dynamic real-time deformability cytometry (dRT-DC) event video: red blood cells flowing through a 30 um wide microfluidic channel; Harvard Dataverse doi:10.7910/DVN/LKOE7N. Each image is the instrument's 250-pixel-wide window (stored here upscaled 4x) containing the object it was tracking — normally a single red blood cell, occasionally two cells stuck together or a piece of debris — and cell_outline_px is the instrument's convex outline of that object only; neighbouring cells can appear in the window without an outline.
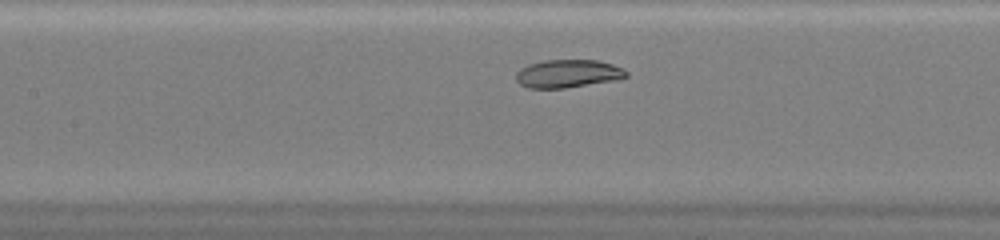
{"species": "common noctule bat (a hibernating species)", "species_latin": "Nyctalus noctula", "temperature_condition": "warm", "stored_images_in_passage": 27, "camera_frame_rate_fps": 3000, "um_per_image_px": 0.085, "animal": {"sex": "female", "body_mass_g": 20.0, "forearm_length_mm": 54.0}, "frame": {"image": 1, "passage_image": 10, "time_ms": 3.0, "image_size_px": [1000, 240], "cell_outline_px": [[628, 76], [620, 80], [564, 88], [528, 88], [520, 84], [516, 80], [516, 72], [520, 68], [528, 64], [544, 60], [596, 60], [612, 64], [628, 72]], "centroid_in_image_um": [48.27, 6.26], "position_along_channel_um": 159.1, "area_um2": 18.15}}
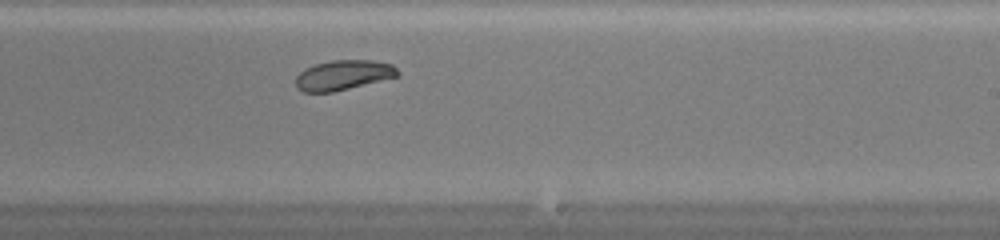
{"frame": {"image": 2, "passage_image": 17, "time_ms": 5.333, "image_size_px": [1000, 240], "cell_outline_px": [[400, 72], [396, 76], [332, 92], [304, 92], [296, 88], [296, 76], [304, 68], [316, 64], [332, 60], [372, 60], [392, 64]], "centroid_in_image_um": [29.13, 6.37], "position_along_channel_um": 259.9, "area_um2": 17.51}}
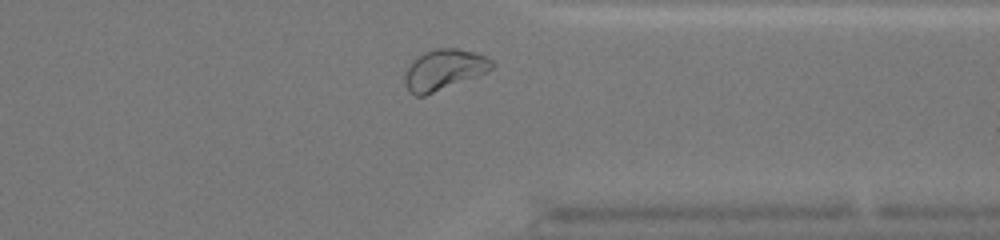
{"frame": {"image": 3, "passage_image": 25, "time_ms": 8.0, "image_size_px": [1000, 240], "cell_outline_px": [[496, 64], [488, 72], [424, 96], [416, 96], [408, 92], [404, 84], [404, 76], [412, 60], [424, 52], [436, 48], [456, 48], [472, 52], [484, 56], [492, 60]], "centroid_in_image_um": [37.72, 5.93], "position_along_channel_um": 373.7, "area_um2": 20.63}, "authors_computed_cell_mechanics": {"area_um2": 18.496, "velocity_mm_per_s": 4.3244, "shape_relaxation_time_tau1_ms": 3.2238, "shape_relaxation_time_tau2_ms": null, "deformation_change_tau1": 0.0906, "deformation_change_tau2": null}}